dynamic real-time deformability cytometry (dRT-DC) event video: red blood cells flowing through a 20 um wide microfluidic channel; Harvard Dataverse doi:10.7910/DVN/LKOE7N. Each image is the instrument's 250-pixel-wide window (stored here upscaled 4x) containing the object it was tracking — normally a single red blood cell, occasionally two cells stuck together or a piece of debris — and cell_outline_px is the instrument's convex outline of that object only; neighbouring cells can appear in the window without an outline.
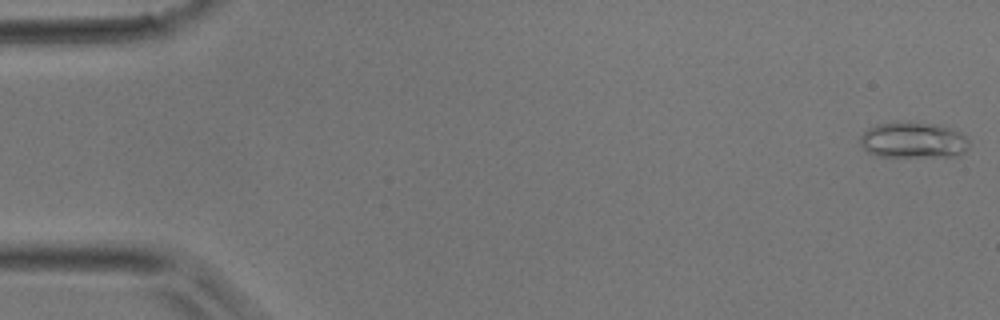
{"species": "common noctule bat (a hibernating species)", "species_latin": "Nyctalus noctula", "temperature_condition": "room temperature", "stored_images_in_passage": 44, "camera_frame_rate_fps": 3000, "um_per_image_px": 0.085, "animal": {"sex": "male", "body_mass_g": 17.9}, "frame": {"image": 1, "passage_image": 1, "time_ms": 0.0, "image_size_px": [1000, 320], "cell_outline_px": [[968, 148], [964, 152], [956, 156], [876, 156], [868, 152], [860, 144], [860, 136], [868, 128], [876, 124], [896, 120], [924, 120], [960, 132], [968, 140]], "centroid_in_image_um": [77.59, 11.86], "position_along_channel_um": 7.4, "area_um2": 23.41}}
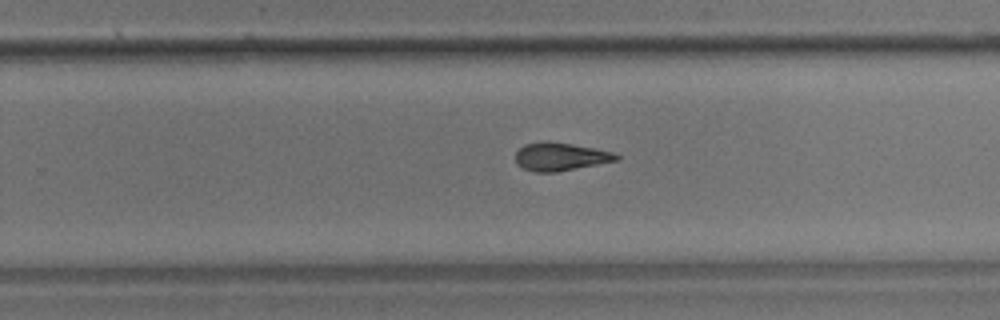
{"frame": {"image": 2, "passage_image": 28, "time_ms": 9.0, "image_size_px": [1000, 320], "cell_outline_px": [[620, 160], [556, 172], [532, 172], [516, 164], [516, 152], [524, 144], [540, 140], [548, 140], [572, 144], [612, 152], [620, 156]], "centroid_in_image_um": [47.6, 13.3], "position_along_channel_um": 282.2, "area_um2": 16.65}}
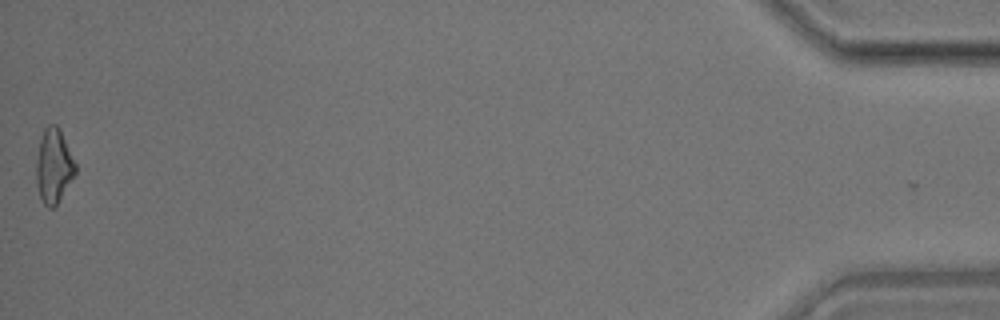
{"frame": {"image": 3, "passage_image": 44, "time_ms": 14.333, "image_size_px": [1000, 320], "cell_outline_px": [[76, 172], [56, 204], [52, 208], [48, 208], [44, 204], [40, 196], [36, 184], [36, 164], [40, 140], [44, 128], [48, 124], [56, 124], [60, 128], [76, 164]], "centroid_in_image_um": [4.56, 14.07], "position_along_channel_um": 430.6, "area_um2": 16.76}}